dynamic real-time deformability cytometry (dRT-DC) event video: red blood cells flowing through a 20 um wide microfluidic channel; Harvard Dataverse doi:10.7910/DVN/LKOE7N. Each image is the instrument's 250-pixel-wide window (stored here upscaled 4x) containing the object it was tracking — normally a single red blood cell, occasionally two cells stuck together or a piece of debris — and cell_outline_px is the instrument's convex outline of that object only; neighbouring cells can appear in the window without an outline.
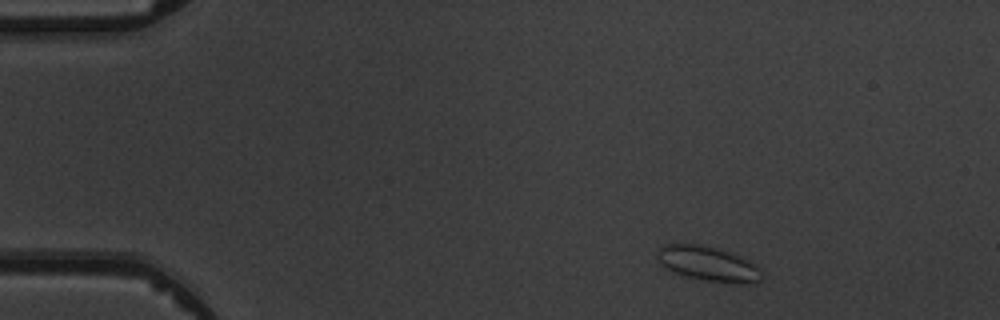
{"species": "common noctule bat (a hibernating species)", "species_latin": "Nyctalus noctula", "temperature_condition": "warm", "stored_images_in_passage": 5, "camera_frame_rate_fps": 3000, "um_per_image_px": 0.085, "animal": {"sex": "male", "body_mass_g": 19.5, "forearm_length_mm": 54.6}, "frame": {"image": 1, "passage_image": 1, "time_ms": 0.0, "image_size_px": [1000, 320], "cell_outline_px": [[764, 276], [756, 284], [736, 284], [704, 280], [672, 272], [664, 268], [660, 264], [656, 252], [664, 244], [700, 244], [716, 248], [740, 256], [756, 264], [764, 272]], "centroid_in_image_um": [60.24, 22.44], "position_along_channel_um": 24.8, "area_um2": 21.5}}
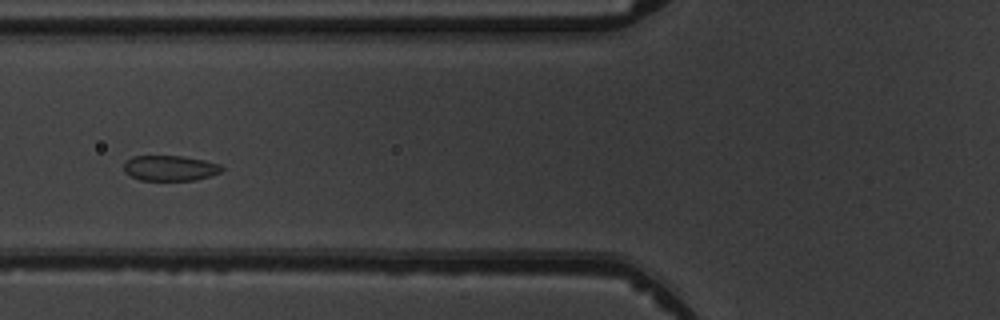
{"frame": {"image": 2, "passage_image": 5, "time_ms": 4.333, "image_size_px": [1000, 320], "cell_outline_px": [[224, 168], [220, 172], [196, 180], [140, 180], [124, 172], [124, 164], [132, 156], [184, 156], [204, 160], [220, 164]], "centroid_in_image_um": [14.46, 14.28], "position_along_channel_um": 111.3, "area_um2": 14.39}}